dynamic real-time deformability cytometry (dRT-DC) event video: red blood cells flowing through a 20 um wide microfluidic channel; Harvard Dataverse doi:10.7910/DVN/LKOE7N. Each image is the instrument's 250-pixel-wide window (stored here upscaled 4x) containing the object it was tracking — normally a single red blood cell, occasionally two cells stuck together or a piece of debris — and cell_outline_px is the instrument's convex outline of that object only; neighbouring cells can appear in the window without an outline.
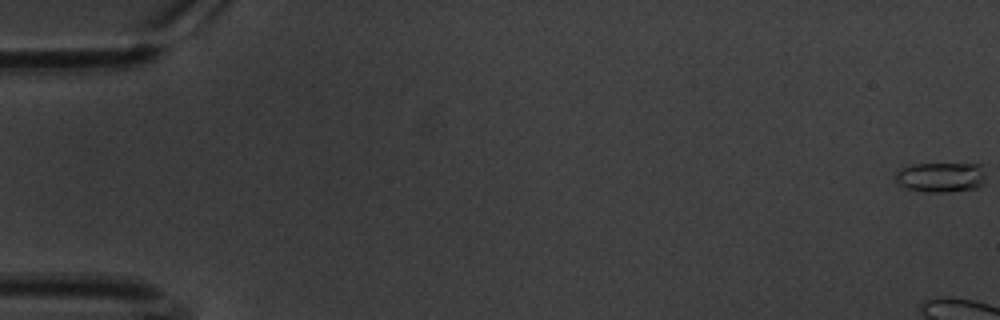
{"species": "common noctule bat (a hibernating species)", "species_latin": "Nyctalus noctula", "temperature_condition": "warm", "stored_images_in_passage": 9, "camera_frame_rate_fps": 3000, "um_per_image_px": 0.085, "animal": {"sex": "male", "body_mass_g": 20.1, "forearm_length_mm": 53.5}, "frame": {"image": 1, "passage_image": 1, "time_ms": 0.0, "image_size_px": [1000, 320], "cell_outline_px": [[984, 180], [976, 188], [944, 192], [928, 192], [908, 188], [896, 184], [896, 172], [900, 168], [912, 164], [984, 164]], "centroid_in_image_um": [79.96, 15.05], "position_along_channel_um": 5.0, "area_um2": 15.72}}